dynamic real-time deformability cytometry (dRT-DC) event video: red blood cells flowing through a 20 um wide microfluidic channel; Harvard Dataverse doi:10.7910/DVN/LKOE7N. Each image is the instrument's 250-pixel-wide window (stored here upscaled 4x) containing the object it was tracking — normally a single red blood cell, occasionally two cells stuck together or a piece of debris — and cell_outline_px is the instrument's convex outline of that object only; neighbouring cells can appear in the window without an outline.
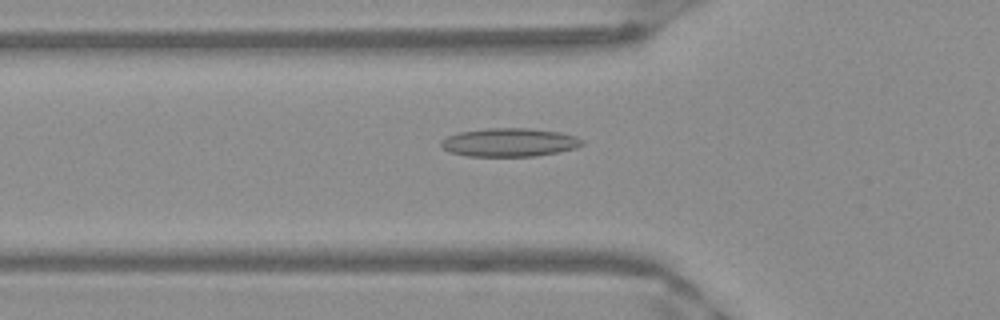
{"species": "Egyptian fruit bat (a non-hibernating species)", "species_latin": "Rousettus aegyptiacus", "temperature_condition": "warm", "stored_images_in_passage": 47, "camera_frame_rate_fps": 3000, "um_per_image_px": 0.085, "frame": {"image": 1, "passage_image": 14, "time_ms": 4.333, "image_size_px": [1000, 320], "cell_outline_px": [[584, 144], [576, 148], [536, 156], [468, 156], [452, 152], [444, 148], [440, 144], [440, 140], [448, 136], [460, 132], [488, 128], [528, 128], [560, 132], [576, 136], [584, 140]], "centroid_in_image_um": [43.33, 12.1], "position_along_channel_um": 82.5, "area_um2": 23.29}}
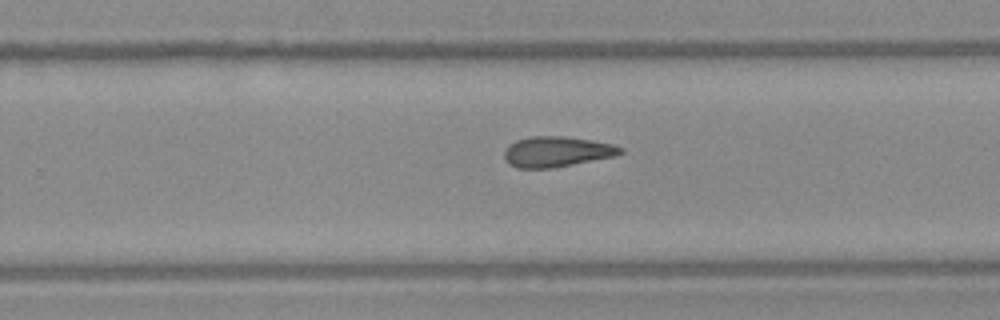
{"frame": {"image": 2, "passage_image": 29, "time_ms": 9.333, "image_size_px": [1000, 320], "cell_outline_px": [[624, 152], [616, 156], [552, 168], [516, 168], [508, 164], [504, 156], [504, 148], [508, 144], [516, 140], [532, 136], [564, 136], [592, 140], [612, 144], [624, 148]], "centroid_in_image_um": [47.31, 12.89], "position_along_channel_um": 282.5, "area_um2": 20.81}}
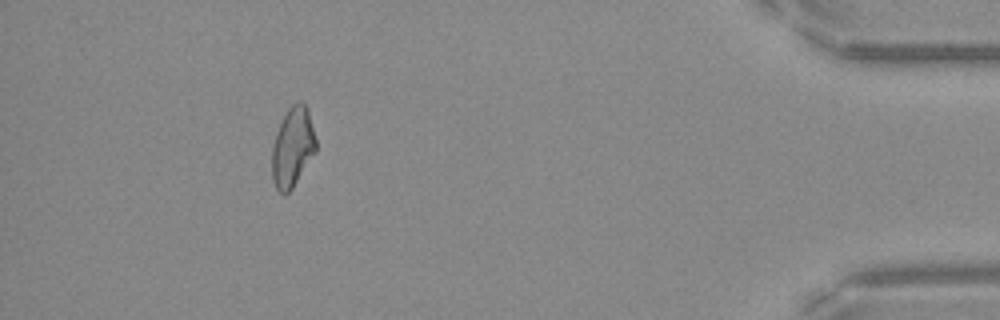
{"frame": {"image": 3, "passage_image": 43, "time_ms": 14.0, "image_size_px": [1000, 320], "cell_outline_px": [[316, 152], [292, 188], [288, 192], [280, 192], [276, 188], [272, 180], [272, 148], [276, 132], [288, 108], [296, 100], [300, 100], [308, 108], [316, 140]], "centroid_in_image_um": [24.88, 12.48], "position_along_channel_um": 410.3, "area_um2": 20.35}, "authors_computed_cell_mechanics": {"area_um2": 20.7502, "velocity_mm_per_s": 3.9824, "shape_relaxation_time_tau1_ms": null, "shape_relaxation_time_tau2_ms": 4.4241, "deformation_change_tau1": null, "deformation_change_tau2": 0.1467}}